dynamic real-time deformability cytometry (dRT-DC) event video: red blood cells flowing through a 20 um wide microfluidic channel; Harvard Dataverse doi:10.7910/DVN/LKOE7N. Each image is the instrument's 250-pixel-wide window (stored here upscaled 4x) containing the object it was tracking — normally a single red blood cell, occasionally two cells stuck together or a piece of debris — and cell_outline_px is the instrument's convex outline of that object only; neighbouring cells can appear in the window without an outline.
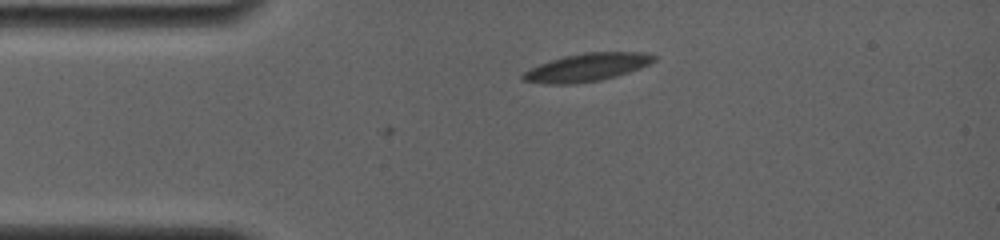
{"species": "common noctule bat (a hibernating species)", "species_latin": "Nyctalus noctula", "temperature_condition": "room temperature", "stored_images_in_passage": 5, "camera_frame_rate_fps": 4000, "um_per_image_px": 0.085, "animal": {"sex": "female", "body_mass_g": 19.0, "forearm_length_mm": 56.7}, "frame": {"image": 1, "passage_image": 1, "time_ms": 0.0, "image_size_px": [1000, 240], "cell_outline_px": [[656, 60], [640, 68], [616, 76], [600, 80], [572, 84], [544, 84], [524, 80], [520, 76], [524, 72], [540, 64], [564, 56], [584, 52], [644, 52], [656, 56]], "centroid_in_image_um": [49.9, 5.72], "position_along_channel_um": 35.1, "area_um2": 21.15}}